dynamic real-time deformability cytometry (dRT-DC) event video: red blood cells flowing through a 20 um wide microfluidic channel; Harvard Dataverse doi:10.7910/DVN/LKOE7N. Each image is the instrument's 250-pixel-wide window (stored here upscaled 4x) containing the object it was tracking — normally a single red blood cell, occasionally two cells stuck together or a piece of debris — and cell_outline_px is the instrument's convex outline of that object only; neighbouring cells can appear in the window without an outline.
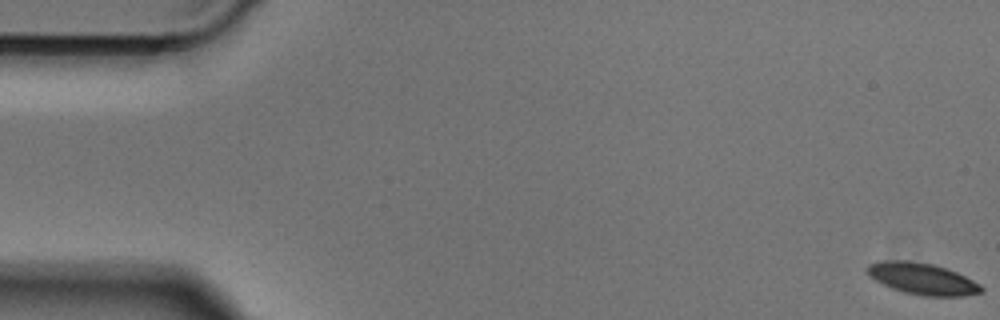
{"species": "Egyptian fruit bat (a non-hibernating species)", "species_latin": "Rousettus aegyptiacus", "temperature_condition": "cold", "stored_images_in_passage": 50, "camera_frame_rate_fps": 3000, "um_per_image_px": 0.085, "animal": {"sex": "male"}, "frame": {"image": 1, "passage_image": 1, "time_ms": 0.0, "image_size_px": [1000, 320], "cell_outline_px": [[984, 292], [964, 296], [924, 296], [904, 292], [892, 288], [868, 276], [864, 268], [868, 264], [880, 260], [908, 260], [932, 264], [956, 272], [980, 284], [984, 288]], "centroid_in_image_um": [78.37, 23.69], "position_along_channel_um": 6.6, "area_um2": 21.04}}
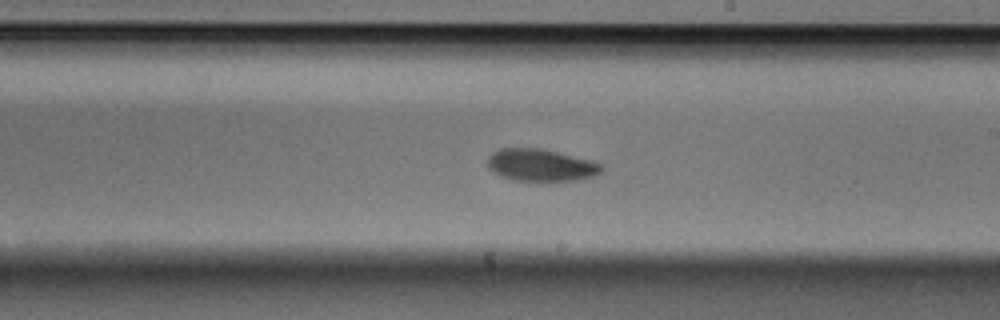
{"frame": {"image": 2, "passage_image": 29, "time_ms": 9.333, "image_size_px": [1000, 320], "cell_outline_px": [[604, 172], [596, 176], [580, 180], [512, 180], [500, 176], [492, 172], [488, 168], [488, 156], [492, 152], [500, 148], [540, 148], [592, 160], [604, 164]], "centroid_in_image_um": [46.02, 14.03], "position_along_channel_um": 243.0, "area_um2": 21.68}}
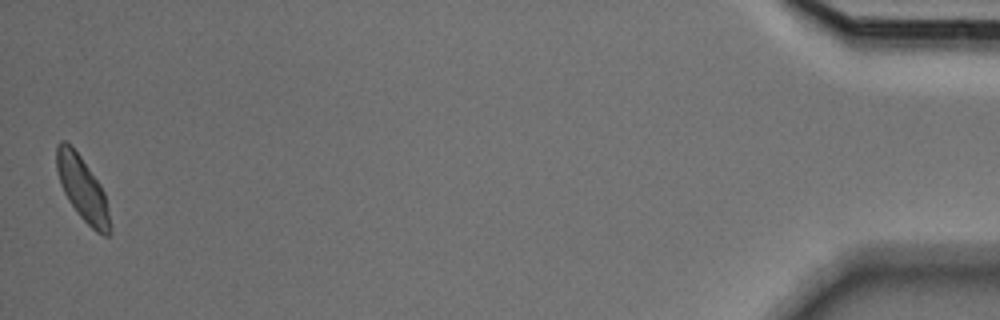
{"frame": {"image": 3, "passage_image": 50, "time_ms": 16.333, "image_size_px": [1000, 320], "cell_outline_px": [[112, 232], [108, 236], [104, 236], [96, 232], [76, 212], [68, 200], [60, 184], [56, 168], [56, 144], [60, 140], [64, 140], [72, 144], [100, 184], [104, 192], [112, 228]], "centroid_in_image_um": [7.0, 16.02], "position_along_channel_um": 428.2, "area_um2": 20.17}}